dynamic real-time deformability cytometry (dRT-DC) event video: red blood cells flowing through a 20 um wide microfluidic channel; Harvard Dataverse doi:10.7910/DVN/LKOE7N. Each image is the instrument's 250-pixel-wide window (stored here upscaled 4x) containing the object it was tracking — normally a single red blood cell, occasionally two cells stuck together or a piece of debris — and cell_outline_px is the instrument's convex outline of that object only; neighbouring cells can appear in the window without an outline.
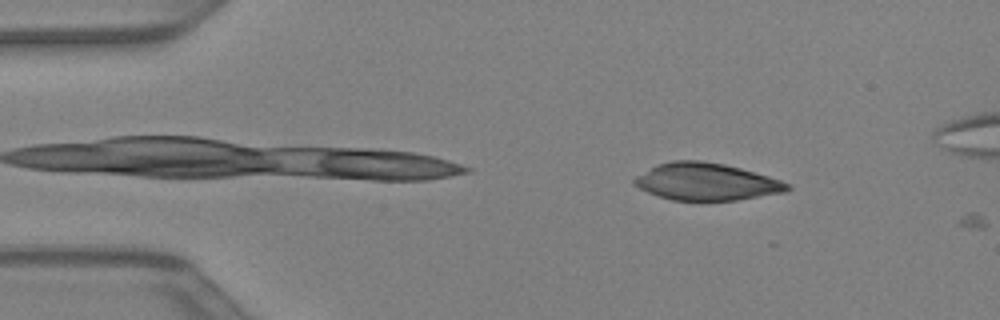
{"species": "Egyptian fruit bat (a non-hibernating species)", "species_latin": "Rousettus aegyptiacus", "temperature_condition": "warm", "stored_images_in_passage": 6, "camera_frame_rate_fps": 3000, "um_per_image_px": 0.085, "animal": {"sex": "female"}, "frame": {"image": 1, "passage_image": 5, "time_ms": 1.333, "image_size_px": [1000, 320], "cell_outline_px": [[792, 188], [788, 192], [736, 200], [672, 200], [648, 192], [632, 184], [632, 180], [636, 176], [656, 164], [672, 160], [704, 160], [724, 164], [740, 168], [768, 176], [792, 184]], "centroid_in_image_um": [60.06, 15.44], "position_along_channel_um": 24.9, "area_um2": 33.29}}